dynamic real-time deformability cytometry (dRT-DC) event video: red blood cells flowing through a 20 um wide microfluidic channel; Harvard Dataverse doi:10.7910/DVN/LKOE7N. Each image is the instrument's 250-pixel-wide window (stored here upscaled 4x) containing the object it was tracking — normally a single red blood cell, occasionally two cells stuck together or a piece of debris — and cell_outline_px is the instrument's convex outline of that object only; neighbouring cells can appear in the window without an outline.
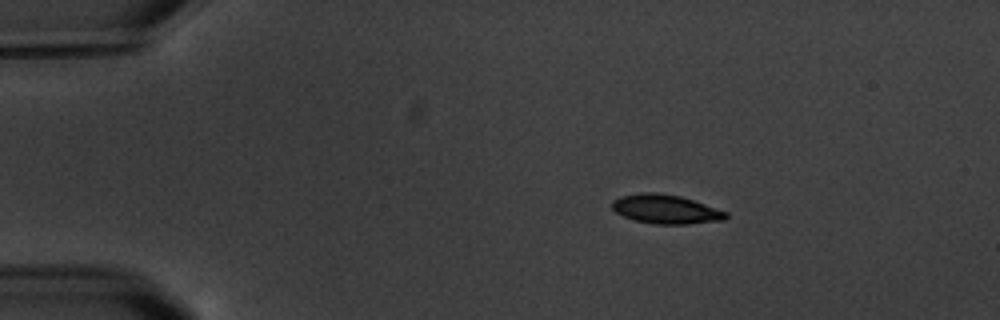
{"species": "common noctule bat (a hibernating species)", "species_latin": "Nyctalus noctula", "temperature_condition": "warm", "stored_images_in_passage": 4, "camera_frame_rate_fps": 3000, "um_per_image_px": 0.085, "animal": {"sex": "male", "body_mass_g": 20.1, "forearm_length_mm": 53.5}, "frame": {"image": 1, "passage_image": 1, "time_ms": 0.0, "image_size_px": [1000, 320], "cell_outline_px": [[728, 216], [724, 220], [688, 224], [656, 224], [636, 220], [624, 216], [616, 212], [612, 208], [612, 200], [620, 196], [644, 192], [656, 192], [680, 196], [728, 212]], "centroid_in_image_um": [56.59, 17.78], "position_along_channel_um": 28.4, "area_um2": 19.13}}
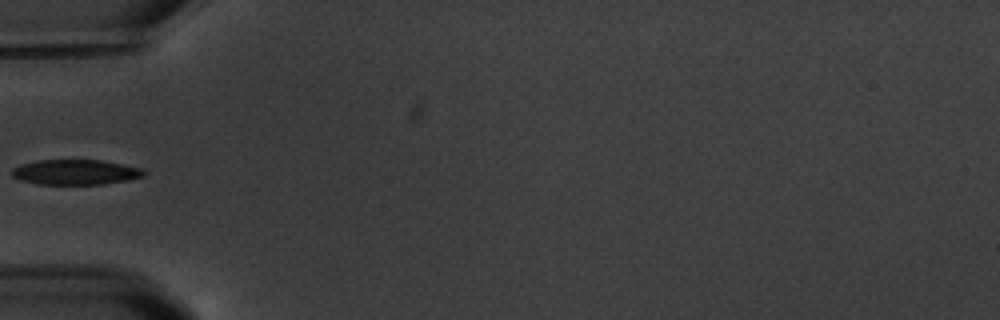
{"frame": {"image": 2, "passage_image": 3, "time_ms": 3.333, "image_size_px": [1000, 320], "cell_outline_px": [[148, 172], [144, 176], [128, 180], [104, 184], [36, 184], [20, 180], [12, 176], [12, 168], [20, 164], [40, 160], [100, 160], [140, 168]], "centroid_in_image_um": [6.4, 14.64], "position_along_channel_um": 78.6, "area_um2": 19.31}}